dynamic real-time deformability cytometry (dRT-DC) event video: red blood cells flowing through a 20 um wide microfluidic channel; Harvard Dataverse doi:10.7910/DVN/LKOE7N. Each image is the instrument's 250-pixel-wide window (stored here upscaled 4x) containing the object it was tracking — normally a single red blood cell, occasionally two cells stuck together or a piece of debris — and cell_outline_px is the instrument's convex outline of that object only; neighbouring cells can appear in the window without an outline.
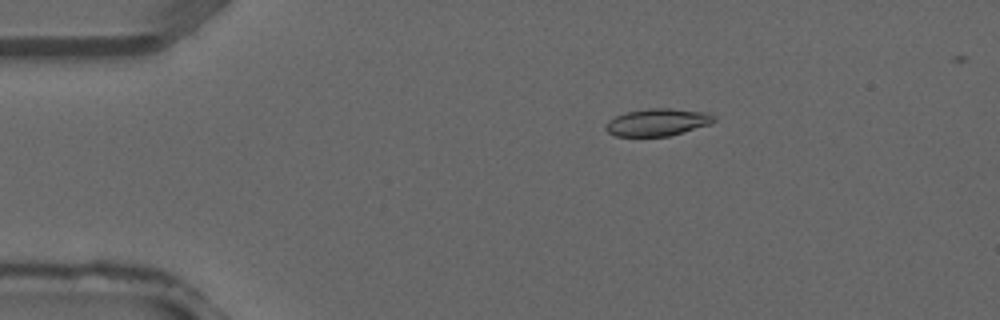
{"species": "common noctule bat (a hibernating species)", "species_latin": "Nyctalus noctula", "temperature_condition": "warm", "stored_images_in_passage": 38, "camera_frame_rate_fps": 3000, "um_per_image_px": 0.085, "animal": {"sex": "male", "forearm_length_mm": 52.5}, "frame": {"image": 1, "passage_image": 7, "time_ms": 2.0, "image_size_px": [1000, 320], "cell_outline_px": [[716, 120], [708, 124], [668, 136], [616, 136], [608, 132], [604, 128], [604, 124], [608, 120], [616, 116], [628, 112], [648, 108], [668, 108], [708, 112], [716, 116]], "centroid_in_image_um": [55.86, 10.38], "position_along_channel_um": 29.1, "area_um2": 17.11}}
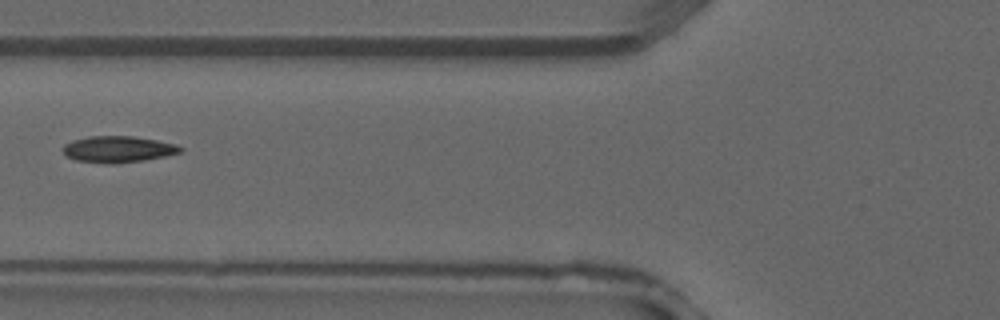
{"frame": {"image": 2, "passage_image": 15, "time_ms": 4.667, "image_size_px": [1000, 320], "cell_outline_px": [[184, 148], [180, 152], [164, 156], [144, 160], [112, 164], [76, 160], [64, 156], [64, 144], [72, 140], [88, 136], [132, 136], [156, 140], [176, 144]], "centroid_in_image_um": [10.01, 12.68], "position_along_channel_um": 115.8, "area_um2": 17.98}}
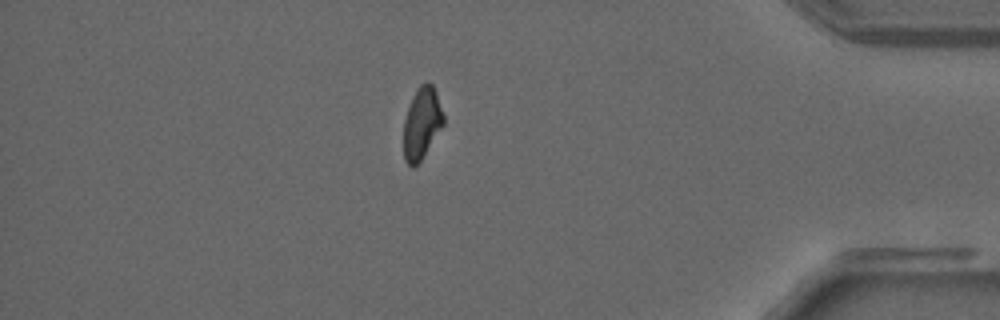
{"frame": {"image": 3, "passage_image": 33, "time_ms": 10.667, "image_size_px": [1000, 320], "cell_outline_px": [[444, 124], [420, 160], [412, 168], [404, 160], [404, 120], [412, 96], [416, 88], [420, 84], [428, 80], [432, 84], [436, 92], [444, 116]], "centroid_in_image_um": [35.85, 10.42], "position_along_channel_um": 399.4, "area_um2": 16.53}}